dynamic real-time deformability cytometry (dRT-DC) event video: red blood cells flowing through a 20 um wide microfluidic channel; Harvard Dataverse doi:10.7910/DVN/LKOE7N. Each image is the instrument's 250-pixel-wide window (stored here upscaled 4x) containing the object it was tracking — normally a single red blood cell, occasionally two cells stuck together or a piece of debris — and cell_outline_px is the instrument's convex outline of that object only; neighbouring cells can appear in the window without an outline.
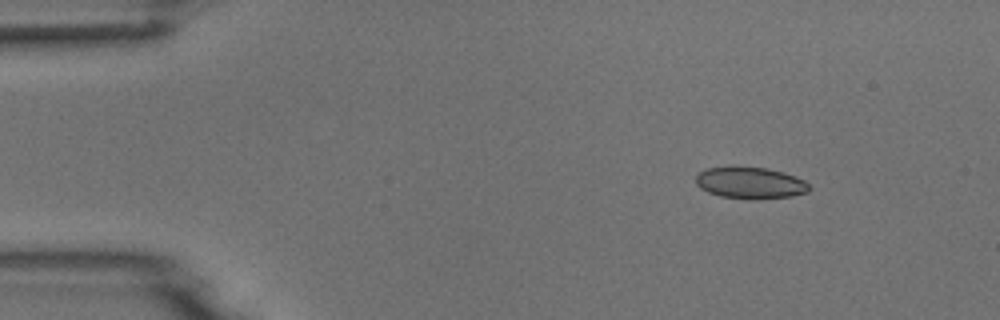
{"species": "common noctule bat (a hibernating species)", "species_latin": "Nyctalus noctula", "temperature_condition": "room temperature", "stored_images_in_passage": 3, "camera_frame_rate_fps": 3000, "um_per_image_px": 0.085, "animal": {"sex": "male", "body_mass_g": 18.8}, "frame": {"image": 1, "passage_image": 1, "time_ms": 0.0, "image_size_px": [1000, 320], "cell_outline_px": [[812, 188], [808, 192], [792, 196], [752, 200], [720, 196], [708, 192], [700, 188], [696, 184], [696, 176], [704, 168], [732, 164], [768, 168], [784, 172], [796, 176], [804, 180]], "centroid_in_image_um": [63.75, 15.51], "position_along_channel_um": 21.2, "area_um2": 21.73}}